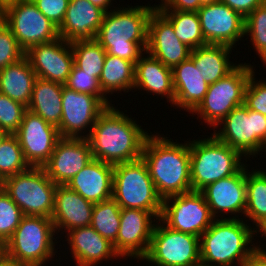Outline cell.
<instances>
[{
    "label": "cell",
    "mask_w": 266,
    "mask_h": 266,
    "mask_svg": "<svg viewBox=\"0 0 266 266\" xmlns=\"http://www.w3.org/2000/svg\"><path fill=\"white\" fill-rule=\"evenodd\" d=\"M263 149H265V152H266V142H265V144H264V146H263Z\"/></svg>",
    "instance_id": "6f0895ef"
},
{
    "label": "cell",
    "mask_w": 266,
    "mask_h": 266,
    "mask_svg": "<svg viewBox=\"0 0 266 266\" xmlns=\"http://www.w3.org/2000/svg\"><path fill=\"white\" fill-rule=\"evenodd\" d=\"M27 107L0 92V130L15 134Z\"/></svg>",
    "instance_id": "ab89813d"
},
{
    "label": "cell",
    "mask_w": 266,
    "mask_h": 266,
    "mask_svg": "<svg viewBox=\"0 0 266 266\" xmlns=\"http://www.w3.org/2000/svg\"><path fill=\"white\" fill-rule=\"evenodd\" d=\"M134 74L135 64L132 61L106 54L99 77L100 87L106 97L108 93L121 90L128 92L134 88Z\"/></svg>",
    "instance_id": "4dcf8cb0"
},
{
    "label": "cell",
    "mask_w": 266,
    "mask_h": 266,
    "mask_svg": "<svg viewBox=\"0 0 266 266\" xmlns=\"http://www.w3.org/2000/svg\"><path fill=\"white\" fill-rule=\"evenodd\" d=\"M142 260L155 266H196L201 262L200 237L175 231L158 219Z\"/></svg>",
    "instance_id": "8fae6325"
},
{
    "label": "cell",
    "mask_w": 266,
    "mask_h": 266,
    "mask_svg": "<svg viewBox=\"0 0 266 266\" xmlns=\"http://www.w3.org/2000/svg\"><path fill=\"white\" fill-rule=\"evenodd\" d=\"M15 134H8L0 144V182L29 168Z\"/></svg>",
    "instance_id": "d590c367"
},
{
    "label": "cell",
    "mask_w": 266,
    "mask_h": 266,
    "mask_svg": "<svg viewBox=\"0 0 266 266\" xmlns=\"http://www.w3.org/2000/svg\"><path fill=\"white\" fill-rule=\"evenodd\" d=\"M24 216L22 210L0 186V243H6Z\"/></svg>",
    "instance_id": "74e56055"
},
{
    "label": "cell",
    "mask_w": 266,
    "mask_h": 266,
    "mask_svg": "<svg viewBox=\"0 0 266 266\" xmlns=\"http://www.w3.org/2000/svg\"><path fill=\"white\" fill-rule=\"evenodd\" d=\"M114 165L92 159L66 186L86 200L99 203L112 198Z\"/></svg>",
    "instance_id": "cb8c5ba5"
},
{
    "label": "cell",
    "mask_w": 266,
    "mask_h": 266,
    "mask_svg": "<svg viewBox=\"0 0 266 266\" xmlns=\"http://www.w3.org/2000/svg\"><path fill=\"white\" fill-rule=\"evenodd\" d=\"M167 138L149 134L141 156L163 200L192 191L189 142L179 144Z\"/></svg>",
    "instance_id": "7a4b0ae2"
},
{
    "label": "cell",
    "mask_w": 266,
    "mask_h": 266,
    "mask_svg": "<svg viewBox=\"0 0 266 266\" xmlns=\"http://www.w3.org/2000/svg\"><path fill=\"white\" fill-rule=\"evenodd\" d=\"M3 22L25 52L35 45L59 38L58 27L38 10L32 0L6 4Z\"/></svg>",
    "instance_id": "7c38bea8"
},
{
    "label": "cell",
    "mask_w": 266,
    "mask_h": 266,
    "mask_svg": "<svg viewBox=\"0 0 266 266\" xmlns=\"http://www.w3.org/2000/svg\"><path fill=\"white\" fill-rule=\"evenodd\" d=\"M145 53L173 69L190 57L191 49L177 38L172 24L155 9L148 21Z\"/></svg>",
    "instance_id": "ffe728a7"
},
{
    "label": "cell",
    "mask_w": 266,
    "mask_h": 266,
    "mask_svg": "<svg viewBox=\"0 0 266 266\" xmlns=\"http://www.w3.org/2000/svg\"><path fill=\"white\" fill-rule=\"evenodd\" d=\"M258 247L242 266H266V251L260 245Z\"/></svg>",
    "instance_id": "bcb514c9"
},
{
    "label": "cell",
    "mask_w": 266,
    "mask_h": 266,
    "mask_svg": "<svg viewBox=\"0 0 266 266\" xmlns=\"http://www.w3.org/2000/svg\"><path fill=\"white\" fill-rule=\"evenodd\" d=\"M5 253L4 251V244L0 243V257Z\"/></svg>",
    "instance_id": "11a10c76"
},
{
    "label": "cell",
    "mask_w": 266,
    "mask_h": 266,
    "mask_svg": "<svg viewBox=\"0 0 266 266\" xmlns=\"http://www.w3.org/2000/svg\"><path fill=\"white\" fill-rule=\"evenodd\" d=\"M0 266H24V265L20 264L17 260L9 257L8 255L4 253L0 257Z\"/></svg>",
    "instance_id": "7dc6e473"
},
{
    "label": "cell",
    "mask_w": 266,
    "mask_h": 266,
    "mask_svg": "<svg viewBox=\"0 0 266 266\" xmlns=\"http://www.w3.org/2000/svg\"><path fill=\"white\" fill-rule=\"evenodd\" d=\"M94 6L101 8L105 13L108 12L112 0H89Z\"/></svg>",
    "instance_id": "c3c4849f"
},
{
    "label": "cell",
    "mask_w": 266,
    "mask_h": 266,
    "mask_svg": "<svg viewBox=\"0 0 266 266\" xmlns=\"http://www.w3.org/2000/svg\"><path fill=\"white\" fill-rule=\"evenodd\" d=\"M68 244L77 262L76 266H95L102 260L119 258L113 244L102 237L92 226L66 231Z\"/></svg>",
    "instance_id": "d4e9b609"
},
{
    "label": "cell",
    "mask_w": 266,
    "mask_h": 266,
    "mask_svg": "<svg viewBox=\"0 0 266 266\" xmlns=\"http://www.w3.org/2000/svg\"><path fill=\"white\" fill-rule=\"evenodd\" d=\"M37 75L28 58L0 69V92L28 107Z\"/></svg>",
    "instance_id": "f1b7e54d"
},
{
    "label": "cell",
    "mask_w": 266,
    "mask_h": 266,
    "mask_svg": "<svg viewBox=\"0 0 266 266\" xmlns=\"http://www.w3.org/2000/svg\"><path fill=\"white\" fill-rule=\"evenodd\" d=\"M25 57V51L17 42L12 31L5 25L0 24V69L13 64Z\"/></svg>",
    "instance_id": "60d3db41"
},
{
    "label": "cell",
    "mask_w": 266,
    "mask_h": 266,
    "mask_svg": "<svg viewBox=\"0 0 266 266\" xmlns=\"http://www.w3.org/2000/svg\"><path fill=\"white\" fill-rule=\"evenodd\" d=\"M14 1H17V0H0V4L4 7L6 4H9Z\"/></svg>",
    "instance_id": "f5cc1de1"
},
{
    "label": "cell",
    "mask_w": 266,
    "mask_h": 266,
    "mask_svg": "<svg viewBox=\"0 0 266 266\" xmlns=\"http://www.w3.org/2000/svg\"><path fill=\"white\" fill-rule=\"evenodd\" d=\"M213 136L249 158L263 151L266 142V116L244 104L234 108L218 125ZM217 131V132H216ZM248 156V157H247Z\"/></svg>",
    "instance_id": "30bf717a"
},
{
    "label": "cell",
    "mask_w": 266,
    "mask_h": 266,
    "mask_svg": "<svg viewBox=\"0 0 266 266\" xmlns=\"http://www.w3.org/2000/svg\"><path fill=\"white\" fill-rule=\"evenodd\" d=\"M70 44L74 64L82 71L99 79L107 54L105 49L96 40L75 41Z\"/></svg>",
    "instance_id": "e575fe53"
},
{
    "label": "cell",
    "mask_w": 266,
    "mask_h": 266,
    "mask_svg": "<svg viewBox=\"0 0 266 266\" xmlns=\"http://www.w3.org/2000/svg\"><path fill=\"white\" fill-rule=\"evenodd\" d=\"M156 6L158 11H198L201 8L199 0H161Z\"/></svg>",
    "instance_id": "ee69618b"
},
{
    "label": "cell",
    "mask_w": 266,
    "mask_h": 266,
    "mask_svg": "<svg viewBox=\"0 0 266 266\" xmlns=\"http://www.w3.org/2000/svg\"><path fill=\"white\" fill-rule=\"evenodd\" d=\"M172 73L175 91L173 105L191 113L203 100L209 85L190 58L176 65Z\"/></svg>",
    "instance_id": "484cf974"
},
{
    "label": "cell",
    "mask_w": 266,
    "mask_h": 266,
    "mask_svg": "<svg viewBox=\"0 0 266 266\" xmlns=\"http://www.w3.org/2000/svg\"><path fill=\"white\" fill-rule=\"evenodd\" d=\"M140 88L158 95L167 96L174 104L175 91L172 69L150 54L141 56L135 63L134 89Z\"/></svg>",
    "instance_id": "4316f807"
},
{
    "label": "cell",
    "mask_w": 266,
    "mask_h": 266,
    "mask_svg": "<svg viewBox=\"0 0 266 266\" xmlns=\"http://www.w3.org/2000/svg\"><path fill=\"white\" fill-rule=\"evenodd\" d=\"M201 192L215 219L220 217L218 213H231L235 215L232 219H238L236 213L245 214L246 208V165L236 174L208 184Z\"/></svg>",
    "instance_id": "44dd1931"
},
{
    "label": "cell",
    "mask_w": 266,
    "mask_h": 266,
    "mask_svg": "<svg viewBox=\"0 0 266 266\" xmlns=\"http://www.w3.org/2000/svg\"><path fill=\"white\" fill-rule=\"evenodd\" d=\"M68 89L76 92L88 93L97 96L107 107L111 106L108 97H105L99 83V79L79 69L73 64L71 72L64 84Z\"/></svg>",
    "instance_id": "f35d334b"
},
{
    "label": "cell",
    "mask_w": 266,
    "mask_h": 266,
    "mask_svg": "<svg viewBox=\"0 0 266 266\" xmlns=\"http://www.w3.org/2000/svg\"><path fill=\"white\" fill-rule=\"evenodd\" d=\"M94 203L86 200L66 185H57L54 210L51 219L57 234L61 229L66 232L76 228L90 226Z\"/></svg>",
    "instance_id": "603a6c76"
},
{
    "label": "cell",
    "mask_w": 266,
    "mask_h": 266,
    "mask_svg": "<svg viewBox=\"0 0 266 266\" xmlns=\"http://www.w3.org/2000/svg\"><path fill=\"white\" fill-rule=\"evenodd\" d=\"M200 1V5H207V4H212L215 2H219L220 0H199Z\"/></svg>",
    "instance_id": "f907efd6"
},
{
    "label": "cell",
    "mask_w": 266,
    "mask_h": 266,
    "mask_svg": "<svg viewBox=\"0 0 266 266\" xmlns=\"http://www.w3.org/2000/svg\"><path fill=\"white\" fill-rule=\"evenodd\" d=\"M120 212L121 208L113 198L94 203L90 226L113 244L120 228Z\"/></svg>",
    "instance_id": "836d02e7"
},
{
    "label": "cell",
    "mask_w": 266,
    "mask_h": 266,
    "mask_svg": "<svg viewBox=\"0 0 266 266\" xmlns=\"http://www.w3.org/2000/svg\"><path fill=\"white\" fill-rule=\"evenodd\" d=\"M253 67L240 63L224 78L208 86L200 104L192 111L210 127L218 124L236 107L244 104L245 90Z\"/></svg>",
    "instance_id": "9c48e42d"
},
{
    "label": "cell",
    "mask_w": 266,
    "mask_h": 266,
    "mask_svg": "<svg viewBox=\"0 0 266 266\" xmlns=\"http://www.w3.org/2000/svg\"><path fill=\"white\" fill-rule=\"evenodd\" d=\"M255 229H256L255 230L256 233L257 232H260L261 233L262 238H263V236L266 237V220L263 223H261L257 228L255 227Z\"/></svg>",
    "instance_id": "681fc988"
},
{
    "label": "cell",
    "mask_w": 266,
    "mask_h": 266,
    "mask_svg": "<svg viewBox=\"0 0 266 266\" xmlns=\"http://www.w3.org/2000/svg\"><path fill=\"white\" fill-rule=\"evenodd\" d=\"M63 84L37 78L27 109L39 115L48 124L60 125L62 117Z\"/></svg>",
    "instance_id": "f546056e"
},
{
    "label": "cell",
    "mask_w": 266,
    "mask_h": 266,
    "mask_svg": "<svg viewBox=\"0 0 266 266\" xmlns=\"http://www.w3.org/2000/svg\"><path fill=\"white\" fill-rule=\"evenodd\" d=\"M147 137L135 120L109 106L98 116L86 139L94 159L115 165L140 159Z\"/></svg>",
    "instance_id": "6da1fadb"
},
{
    "label": "cell",
    "mask_w": 266,
    "mask_h": 266,
    "mask_svg": "<svg viewBox=\"0 0 266 266\" xmlns=\"http://www.w3.org/2000/svg\"><path fill=\"white\" fill-rule=\"evenodd\" d=\"M173 26L177 38L191 50L207 45L197 11H159Z\"/></svg>",
    "instance_id": "d6a6232c"
},
{
    "label": "cell",
    "mask_w": 266,
    "mask_h": 266,
    "mask_svg": "<svg viewBox=\"0 0 266 266\" xmlns=\"http://www.w3.org/2000/svg\"><path fill=\"white\" fill-rule=\"evenodd\" d=\"M197 13L207 44L233 48L245 36V18L221 1L202 5Z\"/></svg>",
    "instance_id": "e0dca14e"
},
{
    "label": "cell",
    "mask_w": 266,
    "mask_h": 266,
    "mask_svg": "<svg viewBox=\"0 0 266 266\" xmlns=\"http://www.w3.org/2000/svg\"><path fill=\"white\" fill-rule=\"evenodd\" d=\"M266 64V0L245 18V35Z\"/></svg>",
    "instance_id": "8d00e7d4"
},
{
    "label": "cell",
    "mask_w": 266,
    "mask_h": 266,
    "mask_svg": "<svg viewBox=\"0 0 266 266\" xmlns=\"http://www.w3.org/2000/svg\"><path fill=\"white\" fill-rule=\"evenodd\" d=\"M254 75L250 76L247 83L244 105L266 116V81H255Z\"/></svg>",
    "instance_id": "b9f144b4"
},
{
    "label": "cell",
    "mask_w": 266,
    "mask_h": 266,
    "mask_svg": "<svg viewBox=\"0 0 266 266\" xmlns=\"http://www.w3.org/2000/svg\"><path fill=\"white\" fill-rule=\"evenodd\" d=\"M160 220L169 228L200 237L215 218L201 191H189L163 200Z\"/></svg>",
    "instance_id": "4fadbf2b"
},
{
    "label": "cell",
    "mask_w": 266,
    "mask_h": 266,
    "mask_svg": "<svg viewBox=\"0 0 266 266\" xmlns=\"http://www.w3.org/2000/svg\"><path fill=\"white\" fill-rule=\"evenodd\" d=\"M105 12L89 0H70L58 28L59 37L72 43L95 40Z\"/></svg>",
    "instance_id": "7402d4cb"
},
{
    "label": "cell",
    "mask_w": 266,
    "mask_h": 266,
    "mask_svg": "<svg viewBox=\"0 0 266 266\" xmlns=\"http://www.w3.org/2000/svg\"><path fill=\"white\" fill-rule=\"evenodd\" d=\"M15 135L24 159L31 167H43L61 139L55 126L48 124L28 109L24 112L22 123Z\"/></svg>",
    "instance_id": "9a60e30c"
},
{
    "label": "cell",
    "mask_w": 266,
    "mask_h": 266,
    "mask_svg": "<svg viewBox=\"0 0 266 266\" xmlns=\"http://www.w3.org/2000/svg\"><path fill=\"white\" fill-rule=\"evenodd\" d=\"M246 166V208L244 216L256 227L266 220V171ZM251 173V174H250Z\"/></svg>",
    "instance_id": "1f68e13d"
},
{
    "label": "cell",
    "mask_w": 266,
    "mask_h": 266,
    "mask_svg": "<svg viewBox=\"0 0 266 266\" xmlns=\"http://www.w3.org/2000/svg\"><path fill=\"white\" fill-rule=\"evenodd\" d=\"M232 47L207 44L191 50L190 59L208 85L217 82L232 72L237 65L229 61Z\"/></svg>",
    "instance_id": "83f0119b"
},
{
    "label": "cell",
    "mask_w": 266,
    "mask_h": 266,
    "mask_svg": "<svg viewBox=\"0 0 266 266\" xmlns=\"http://www.w3.org/2000/svg\"><path fill=\"white\" fill-rule=\"evenodd\" d=\"M157 217L146 210L122 208L120 212V228L113 243L119 257L143 259L148 252L151 236Z\"/></svg>",
    "instance_id": "2e32d148"
},
{
    "label": "cell",
    "mask_w": 266,
    "mask_h": 266,
    "mask_svg": "<svg viewBox=\"0 0 266 266\" xmlns=\"http://www.w3.org/2000/svg\"><path fill=\"white\" fill-rule=\"evenodd\" d=\"M107 106L97 97L79 93L63 86L62 117L59 130L61 138H87L98 116ZM90 128L87 135H81ZM85 130V131H83Z\"/></svg>",
    "instance_id": "5bb4252c"
},
{
    "label": "cell",
    "mask_w": 266,
    "mask_h": 266,
    "mask_svg": "<svg viewBox=\"0 0 266 266\" xmlns=\"http://www.w3.org/2000/svg\"><path fill=\"white\" fill-rule=\"evenodd\" d=\"M55 233L51 218L25 215L4 244L5 254L24 266H44L55 256Z\"/></svg>",
    "instance_id": "52a82bcc"
},
{
    "label": "cell",
    "mask_w": 266,
    "mask_h": 266,
    "mask_svg": "<svg viewBox=\"0 0 266 266\" xmlns=\"http://www.w3.org/2000/svg\"><path fill=\"white\" fill-rule=\"evenodd\" d=\"M7 135V132L0 130V144Z\"/></svg>",
    "instance_id": "816d5d0a"
},
{
    "label": "cell",
    "mask_w": 266,
    "mask_h": 266,
    "mask_svg": "<svg viewBox=\"0 0 266 266\" xmlns=\"http://www.w3.org/2000/svg\"><path fill=\"white\" fill-rule=\"evenodd\" d=\"M92 159L86 138H61L42 168L54 183L66 185Z\"/></svg>",
    "instance_id": "d6986e66"
},
{
    "label": "cell",
    "mask_w": 266,
    "mask_h": 266,
    "mask_svg": "<svg viewBox=\"0 0 266 266\" xmlns=\"http://www.w3.org/2000/svg\"><path fill=\"white\" fill-rule=\"evenodd\" d=\"M155 9L156 5H137L106 12L95 40L108 55L135 64L146 52L148 21Z\"/></svg>",
    "instance_id": "3957f363"
},
{
    "label": "cell",
    "mask_w": 266,
    "mask_h": 266,
    "mask_svg": "<svg viewBox=\"0 0 266 266\" xmlns=\"http://www.w3.org/2000/svg\"><path fill=\"white\" fill-rule=\"evenodd\" d=\"M112 198L120 208L141 209L160 219L163 199L142 158L114 165Z\"/></svg>",
    "instance_id": "8992f818"
},
{
    "label": "cell",
    "mask_w": 266,
    "mask_h": 266,
    "mask_svg": "<svg viewBox=\"0 0 266 266\" xmlns=\"http://www.w3.org/2000/svg\"><path fill=\"white\" fill-rule=\"evenodd\" d=\"M3 9L4 7L0 4V24L3 22Z\"/></svg>",
    "instance_id": "db71d44e"
},
{
    "label": "cell",
    "mask_w": 266,
    "mask_h": 266,
    "mask_svg": "<svg viewBox=\"0 0 266 266\" xmlns=\"http://www.w3.org/2000/svg\"><path fill=\"white\" fill-rule=\"evenodd\" d=\"M196 266H211V265H206V264H203V263H199V264H197Z\"/></svg>",
    "instance_id": "9f6ffc18"
},
{
    "label": "cell",
    "mask_w": 266,
    "mask_h": 266,
    "mask_svg": "<svg viewBox=\"0 0 266 266\" xmlns=\"http://www.w3.org/2000/svg\"><path fill=\"white\" fill-rule=\"evenodd\" d=\"M190 147V179L193 191L236 174L245 164L242 155L229 145L212 137L192 140ZM243 163V164H242Z\"/></svg>",
    "instance_id": "5b68a950"
},
{
    "label": "cell",
    "mask_w": 266,
    "mask_h": 266,
    "mask_svg": "<svg viewBox=\"0 0 266 266\" xmlns=\"http://www.w3.org/2000/svg\"><path fill=\"white\" fill-rule=\"evenodd\" d=\"M1 187L24 215L51 218L57 184L42 167L30 166L27 170L4 179Z\"/></svg>",
    "instance_id": "ba28073f"
},
{
    "label": "cell",
    "mask_w": 266,
    "mask_h": 266,
    "mask_svg": "<svg viewBox=\"0 0 266 266\" xmlns=\"http://www.w3.org/2000/svg\"><path fill=\"white\" fill-rule=\"evenodd\" d=\"M38 10L58 28L64 19L70 0H32Z\"/></svg>",
    "instance_id": "7bdbcfd3"
},
{
    "label": "cell",
    "mask_w": 266,
    "mask_h": 266,
    "mask_svg": "<svg viewBox=\"0 0 266 266\" xmlns=\"http://www.w3.org/2000/svg\"><path fill=\"white\" fill-rule=\"evenodd\" d=\"M37 78L65 84L74 64L70 42L57 38L25 52Z\"/></svg>",
    "instance_id": "ac0fdd59"
},
{
    "label": "cell",
    "mask_w": 266,
    "mask_h": 266,
    "mask_svg": "<svg viewBox=\"0 0 266 266\" xmlns=\"http://www.w3.org/2000/svg\"><path fill=\"white\" fill-rule=\"evenodd\" d=\"M255 233V228L252 229L240 218L215 219L200 236L201 263L211 266H242L259 248L252 244Z\"/></svg>",
    "instance_id": "277c9868"
},
{
    "label": "cell",
    "mask_w": 266,
    "mask_h": 266,
    "mask_svg": "<svg viewBox=\"0 0 266 266\" xmlns=\"http://www.w3.org/2000/svg\"><path fill=\"white\" fill-rule=\"evenodd\" d=\"M231 9L246 18L253 10L260 6L265 0H220Z\"/></svg>",
    "instance_id": "f6af8a7d"
}]
</instances>
